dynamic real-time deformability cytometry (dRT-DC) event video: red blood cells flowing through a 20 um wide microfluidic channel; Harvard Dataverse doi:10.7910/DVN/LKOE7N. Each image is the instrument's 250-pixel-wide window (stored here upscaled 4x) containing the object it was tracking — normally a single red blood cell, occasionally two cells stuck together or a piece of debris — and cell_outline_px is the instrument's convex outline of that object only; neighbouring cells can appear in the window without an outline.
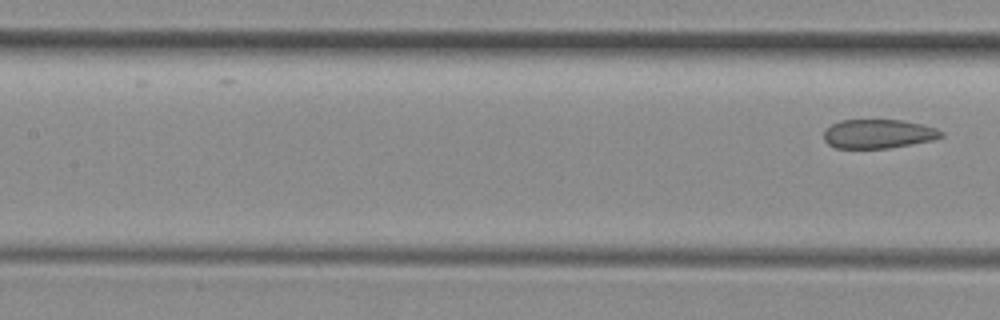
{"species": "common noctule bat (a hibernating species)", "species_latin": "Nyctalus noctula", "temperature_condition": "room temperature", "stored_images_in_passage": 8, "segment_of_instrument_passage": [2, 2], "camera_frame_rate_fps": 3000, "um_per_image_px": 0.085, "animal": {"sex": "female", "body_mass_g": 29.2, "forearm_length_mm": 56.3}, "frame": {"image": 1, "passage_image": 8, "time_ms": 8.667, "image_size_px": [1000, 320], "cell_outline_px": [[944, 136], [932, 140], [912, 144], [888, 148], [836, 148], [828, 144], [824, 140], [824, 132], [832, 124], [840, 120], [900, 120], [924, 124], [936, 128], [944, 132]], "centroid_in_image_um": [74.68, 11.37], "position_along_channel_um": 132.7, "area_um2": 19.88}}